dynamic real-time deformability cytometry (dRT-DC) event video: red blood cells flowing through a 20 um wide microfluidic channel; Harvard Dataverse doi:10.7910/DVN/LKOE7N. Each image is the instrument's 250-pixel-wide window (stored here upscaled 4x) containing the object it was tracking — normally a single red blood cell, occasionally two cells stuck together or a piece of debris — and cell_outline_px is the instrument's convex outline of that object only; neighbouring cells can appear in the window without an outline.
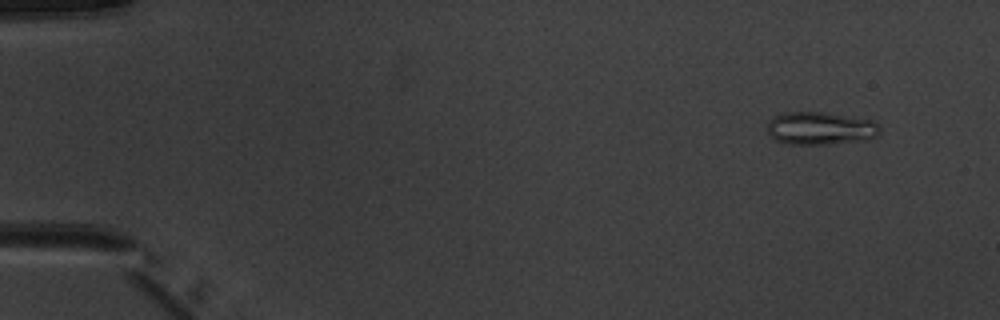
{"species": "common noctule bat (a hibernating species)", "species_latin": "Nyctalus noctula", "temperature_condition": "warm", "stored_images_in_passage": 4, "camera_frame_rate_fps": 3000, "um_per_image_px": 0.085, "animal": {"sex": "male", "body_mass_g": 20.1, "forearm_length_mm": 53.5}, "frame": {"image": 1, "passage_image": 1, "time_ms": 0.0, "image_size_px": [1000, 320], "cell_outline_px": [[880, 132], [876, 136], [864, 140], [828, 144], [788, 144], [776, 140], [768, 132], [768, 120], [772, 116], [784, 112], [824, 112], [872, 120], [880, 128]], "centroid_in_image_um": [69.7, 10.9], "position_along_channel_um": 15.3, "area_um2": 21.5}}
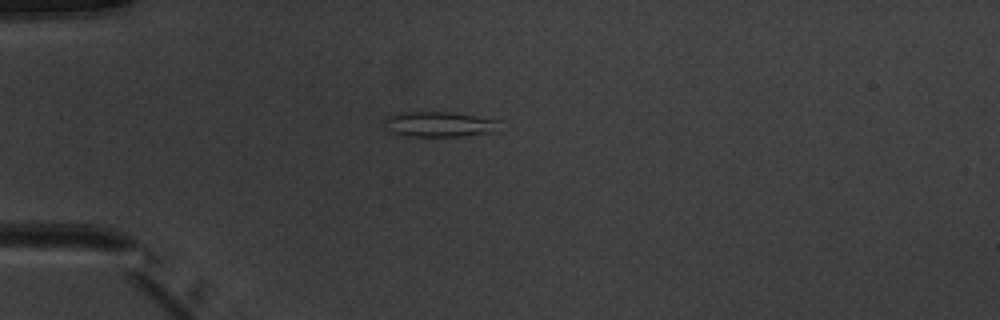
{"frame": {"image": 2, "passage_image": 4, "time_ms": 3.333, "image_size_px": [1000, 320], "cell_outline_px": [[500, 132], [460, 136], [404, 136], [392, 132], [388, 128], [384, 120], [388, 116], [404, 112], [452, 112], [500, 120]], "centroid_in_image_um": [37.44, 10.57], "position_along_channel_um": 47.6, "area_um2": 17.05}}